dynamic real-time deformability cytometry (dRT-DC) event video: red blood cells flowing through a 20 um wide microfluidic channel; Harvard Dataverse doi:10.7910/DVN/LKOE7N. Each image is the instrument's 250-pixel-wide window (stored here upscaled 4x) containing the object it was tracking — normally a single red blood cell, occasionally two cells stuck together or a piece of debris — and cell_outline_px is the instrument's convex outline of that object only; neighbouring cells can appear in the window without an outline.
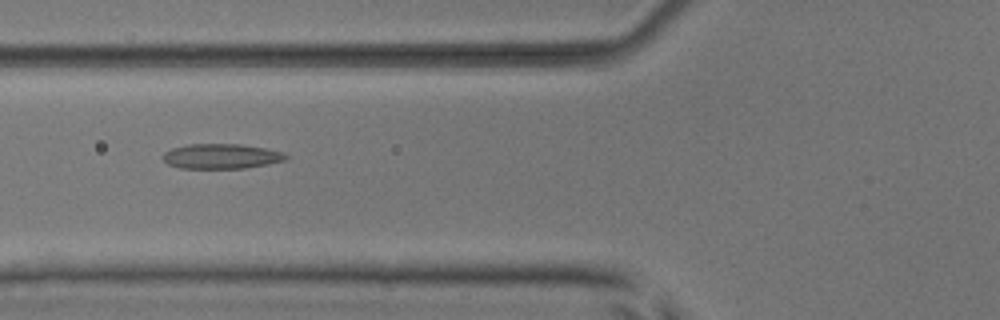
{"species": "common noctule bat (a hibernating species)", "species_latin": "Nyctalus noctula", "temperature_condition": "room temperature", "stored_images_in_passage": 33, "camera_frame_rate_fps": 3000, "um_per_image_px": 0.085, "animal": {"sex": "male", "body_mass_g": 17.9, "forearm_length_mm": 54.2}, "frame": {"image": 1, "passage_image": 6, "time_ms": 1.667, "image_size_px": [1000, 320], "cell_outline_px": [[288, 160], [268, 164], [244, 168], [180, 168], [168, 164], [160, 156], [164, 152], [172, 148], [188, 144], [240, 144], [264, 148], [284, 152], [288, 156]], "centroid_in_image_um": [18.81, 13.28], "position_along_channel_um": 107.0, "area_um2": 17.98}}
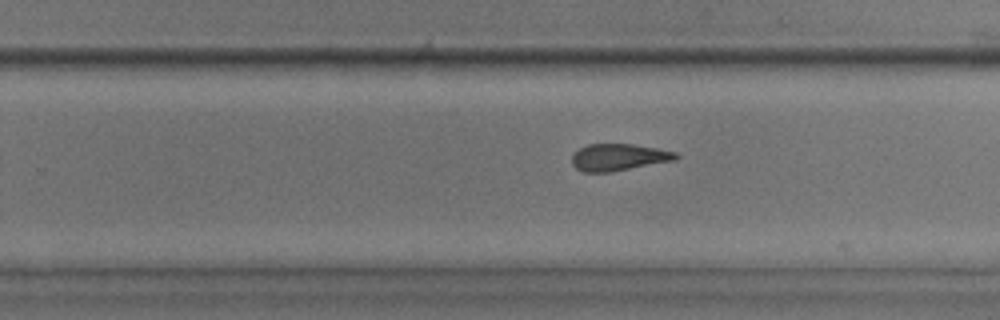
{"frame": {"image": 2, "passage_image": 19, "time_ms": 6.0, "image_size_px": [1000, 320], "cell_outline_px": [[680, 156], [676, 160], [608, 172], [584, 172], [576, 168], [572, 164], [572, 156], [580, 148], [588, 144], [632, 144], [660, 148], [676, 152]], "centroid_in_image_um": [52.62, 13.35], "position_along_channel_um": 277.2, "area_um2": 16.24}}
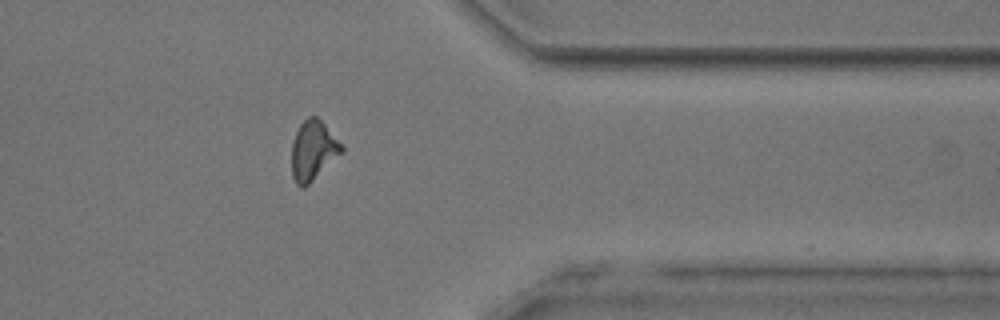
{"frame": {"image": 3, "passage_image": 28, "time_ms": 9.0, "image_size_px": [1000, 320], "cell_outline_px": [[344, 152], [304, 188], [300, 188], [296, 184], [292, 176], [292, 140], [300, 124], [308, 116], [316, 116], [324, 124], [344, 148]], "centroid_in_image_um": [26.6, 12.81], "position_along_channel_um": 384.8, "area_um2": 17.28}, "authors_computed_cell_mechanics": {"area_um2": 17.051, "velocity_mm_per_s": 3.9384, "shape_relaxation_time_tau1_ms": 10.4719, "shape_relaxation_time_tau2_ms": 2.8408, "deformation_change_tau1": 0.2086, "deformation_change_tau2": 0.1274}}